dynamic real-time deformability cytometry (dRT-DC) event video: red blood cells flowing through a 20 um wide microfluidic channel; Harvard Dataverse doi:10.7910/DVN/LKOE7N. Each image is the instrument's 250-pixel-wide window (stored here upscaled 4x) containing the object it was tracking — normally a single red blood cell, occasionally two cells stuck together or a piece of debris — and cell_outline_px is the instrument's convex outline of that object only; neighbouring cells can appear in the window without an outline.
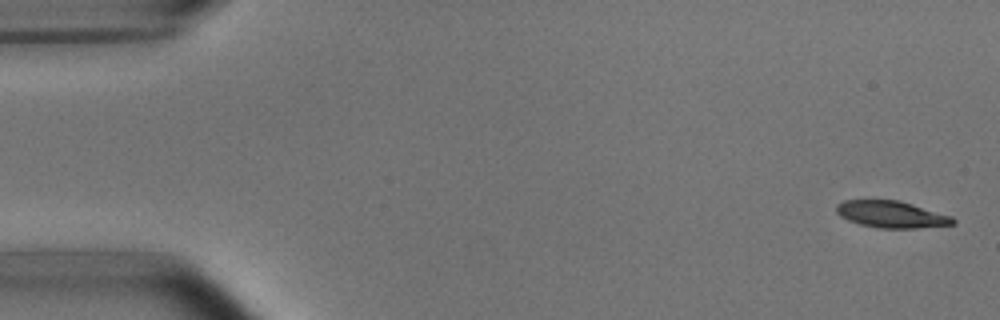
{"species": "common noctule bat (a hibernating species)", "species_latin": "Nyctalus noctula", "temperature_condition": "room temperature", "stored_images_in_passage": 6, "camera_frame_rate_fps": 3000, "um_per_image_px": 0.085, "animal": {"sex": "male", "body_mass_g": 15.6}, "frame": {"image": 1, "passage_image": 1, "time_ms": 0.0, "image_size_px": [1000, 320], "cell_outline_px": [[956, 224], [916, 228], [876, 228], [860, 224], [848, 220], [840, 216], [836, 212], [836, 204], [844, 200], [900, 200], [952, 216], [956, 220]], "centroid_in_image_um": [75.77, 18.22], "position_along_channel_um": 9.2, "area_um2": 18.32}}